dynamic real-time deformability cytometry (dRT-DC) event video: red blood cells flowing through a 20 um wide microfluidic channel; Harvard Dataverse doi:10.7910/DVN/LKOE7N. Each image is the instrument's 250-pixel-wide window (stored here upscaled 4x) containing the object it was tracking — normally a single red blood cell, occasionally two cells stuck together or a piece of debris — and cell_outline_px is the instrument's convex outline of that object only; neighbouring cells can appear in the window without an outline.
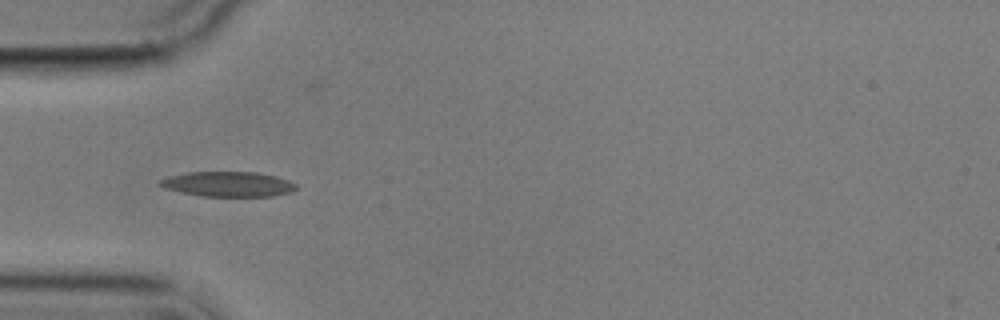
{"species": "common noctule bat (a hibernating species)", "species_latin": "Nyctalus noctula", "temperature_condition": "cold", "stored_images_in_passage": 5, "camera_frame_rate_fps": 3000, "um_per_image_px": 0.085, "animal": {"sex": "male", "body_mass_g": 17.9}, "frame": {"image": 1, "passage_image": 5, "time_ms": 5.0, "image_size_px": [1000, 320], "cell_outline_px": [[296, 188], [292, 192], [272, 196], [200, 196], [168, 188], [156, 184], [160, 180], [168, 176], [188, 172], [256, 172], [276, 176], [288, 180], [296, 184]], "centroid_in_image_um": [19.41, 15.64], "position_along_channel_um": 65.6, "area_um2": 19.71}}